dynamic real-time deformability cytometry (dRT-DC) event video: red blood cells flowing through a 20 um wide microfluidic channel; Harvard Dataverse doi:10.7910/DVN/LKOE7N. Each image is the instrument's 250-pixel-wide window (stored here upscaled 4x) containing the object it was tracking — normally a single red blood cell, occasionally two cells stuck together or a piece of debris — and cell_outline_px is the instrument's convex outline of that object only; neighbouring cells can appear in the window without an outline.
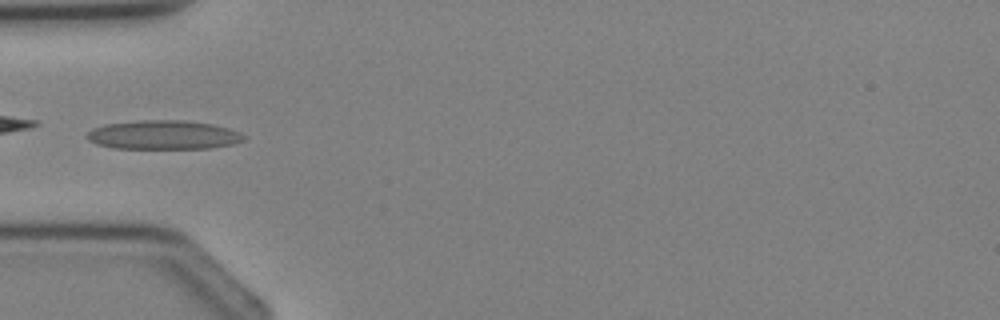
{"species": "Egyptian fruit bat (a non-hibernating species)", "species_latin": "Rousettus aegyptiacus", "temperature_condition": "cold", "stored_images_in_passage": 3, "camera_frame_rate_fps": 3000, "um_per_image_px": 0.085, "animal": {"sex": "female"}, "frame": {"image": 1, "passage_image": 3, "time_ms": 2.667, "image_size_px": [1000, 320], "cell_outline_px": [[244, 140], [232, 144], [212, 148], [112, 148], [96, 144], [88, 140], [84, 136], [92, 128], [104, 124], [140, 120], [184, 120], [212, 124], [228, 128], [240, 132], [244, 136]], "centroid_in_image_um": [13.85, 11.46], "position_along_channel_um": 71.2, "area_um2": 26.59}}